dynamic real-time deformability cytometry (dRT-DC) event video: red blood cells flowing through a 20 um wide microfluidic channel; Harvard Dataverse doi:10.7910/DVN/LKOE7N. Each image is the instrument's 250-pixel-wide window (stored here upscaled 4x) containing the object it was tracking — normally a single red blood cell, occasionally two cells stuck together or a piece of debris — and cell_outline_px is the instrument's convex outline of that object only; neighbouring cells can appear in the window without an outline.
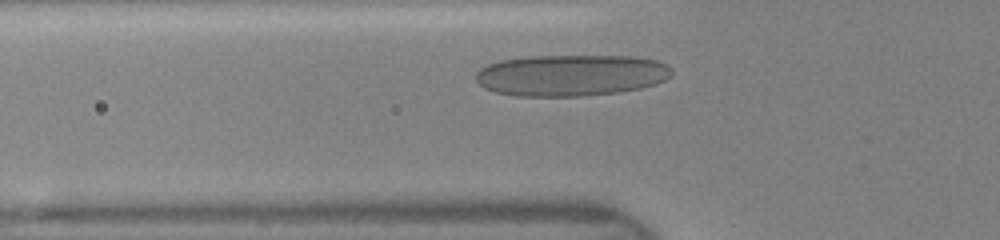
{"species": "human", "species_latin": "Homo sapiens", "temperature_condition": "room temperature", "stored_images_in_passage": 36, "camera_frame_rate_fps": 3000, "um_per_image_px": 0.085, "donor": {"sex": "female"}, "frame": {"image": 1, "passage_image": 5, "time_ms": 1.333, "image_size_px": [1000, 240], "cell_outline_px": [[672, 72], [664, 80], [656, 84], [640, 88], [616, 92], [580, 96], [516, 96], [496, 92], [484, 88], [476, 80], [476, 72], [480, 68], [488, 64], [500, 60], [528, 56], [632, 56], [656, 60], [672, 68]], "centroid_in_image_um": [48.5, 6.39], "position_along_channel_um": 77.3, "area_um2": 47.28}}
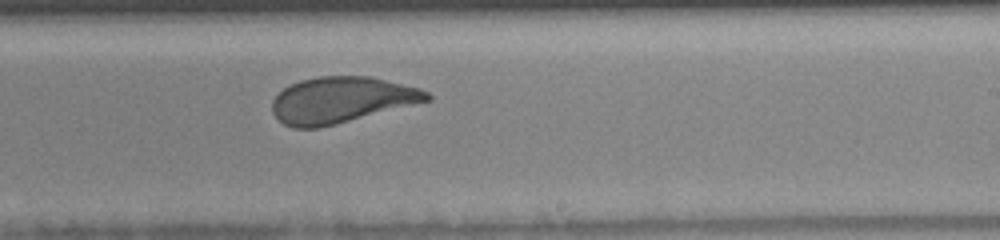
{"frame": {"image": 2, "passage_image": 18, "time_ms": 5.667, "image_size_px": [1000, 240], "cell_outline_px": [[432, 100], [320, 128], [292, 128], [284, 124], [272, 112], [272, 100], [284, 88], [300, 80], [320, 76], [368, 76], [420, 88], [428, 92], [432, 96]], "centroid_in_image_um": [29.02, 8.5], "position_along_channel_um": 260.0, "area_um2": 41.44}}
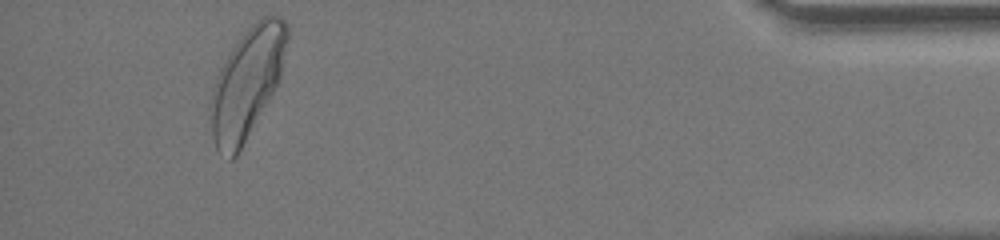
{"frame": {"image": 3, "passage_image": 33, "time_ms": 10.667, "image_size_px": [1000, 240], "cell_outline_px": [[288, 40], [280, 76], [276, 88], [236, 156], [232, 160], [228, 160], [216, 148], [212, 136], [208, 116], [208, 108], [212, 88], [216, 76], [224, 60], [240, 36], [256, 20], [264, 16], [280, 16], [288, 24]], "centroid_in_image_um": [20.96, 7.06], "position_along_channel_um": 414.2, "area_um2": 49.3}}